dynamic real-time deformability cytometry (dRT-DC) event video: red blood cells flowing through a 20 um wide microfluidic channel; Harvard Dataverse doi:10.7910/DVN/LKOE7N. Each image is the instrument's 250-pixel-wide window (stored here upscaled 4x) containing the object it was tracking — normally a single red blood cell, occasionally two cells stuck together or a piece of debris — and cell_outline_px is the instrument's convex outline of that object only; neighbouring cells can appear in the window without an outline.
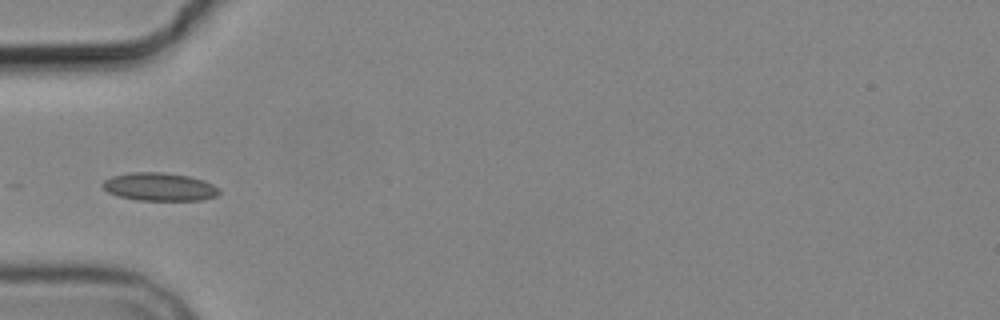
{"species": "common noctule bat (a hibernating species)", "species_latin": "Nyctalus noctula", "temperature_condition": "cold", "stored_images_in_passage": 7, "camera_frame_rate_fps": 3000, "um_per_image_px": 0.085, "animal": {"sex": "male", "body_mass_g": 19.2, "forearm_length_mm": 51.8}, "frame": {"image": 1, "passage_image": 4, "time_ms": 3.667, "image_size_px": [1000, 320], "cell_outline_px": [[220, 192], [216, 196], [204, 200], [136, 200], [120, 196], [108, 192], [100, 184], [104, 180], [112, 176], [132, 172], [164, 172], [188, 176], [204, 180], [220, 188]], "centroid_in_image_um": [13.57, 15.88], "position_along_channel_um": 71.4, "area_um2": 19.13}}
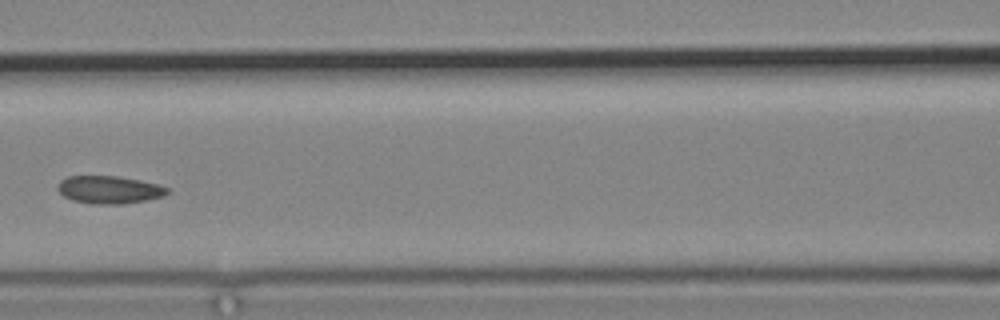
{"frame": {"image": 2, "passage_image": 6, "time_ms": 6.0, "image_size_px": [1000, 320], "cell_outline_px": [[168, 192], [164, 196], [124, 204], [92, 204], [72, 200], [64, 196], [56, 188], [60, 180], [68, 176], [116, 176], [140, 180], [156, 184], [168, 188]], "centroid_in_image_um": [9.25, 16.13], "position_along_channel_um": 157.4, "area_um2": 17.63}}
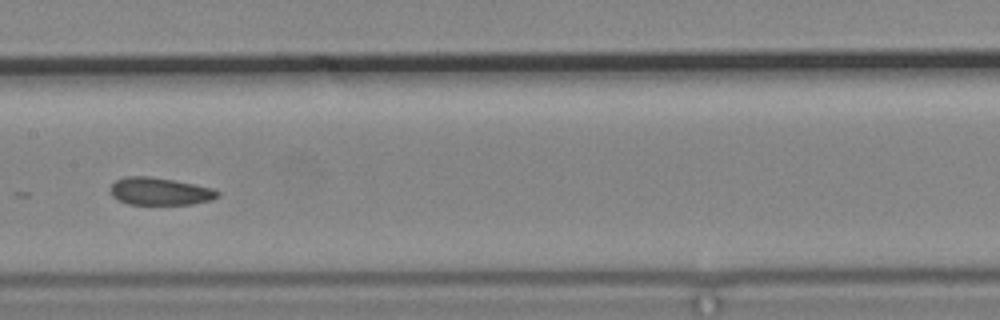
{"frame": {"image": 3, "passage_image": 7, "time_ms": 7.0, "image_size_px": [1000, 320], "cell_outline_px": [[220, 196], [212, 200], [192, 204], [128, 204], [112, 196], [112, 184], [116, 180], [124, 176], [148, 176], [176, 180], [212, 188], [220, 192]], "centroid_in_image_um": [13.63, 16.26], "position_along_channel_um": 193.8, "area_um2": 17.17}}